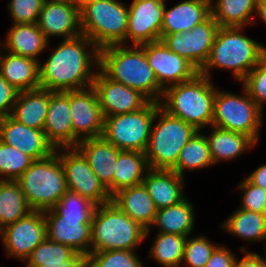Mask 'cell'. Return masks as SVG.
<instances>
[{
    "instance_id": "83f0119b",
    "label": "cell",
    "mask_w": 266,
    "mask_h": 267,
    "mask_svg": "<svg viewBox=\"0 0 266 267\" xmlns=\"http://www.w3.org/2000/svg\"><path fill=\"white\" fill-rule=\"evenodd\" d=\"M195 218L193 204L186 196L175 205L157 210L151 227L146 230L145 238H148L152 226L158 227L157 232L191 236L195 229Z\"/></svg>"
},
{
    "instance_id": "ab89813d",
    "label": "cell",
    "mask_w": 266,
    "mask_h": 267,
    "mask_svg": "<svg viewBox=\"0 0 266 267\" xmlns=\"http://www.w3.org/2000/svg\"><path fill=\"white\" fill-rule=\"evenodd\" d=\"M212 243L205 235L187 236L182 265L185 263L188 267H205L210 259L214 249L218 246Z\"/></svg>"
},
{
    "instance_id": "2e32d148",
    "label": "cell",
    "mask_w": 266,
    "mask_h": 267,
    "mask_svg": "<svg viewBox=\"0 0 266 267\" xmlns=\"http://www.w3.org/2000/svg\"><path fill=\"white\" fill-rule=\"evenodd\" d=\"M159 86L166 88L191 80L199 71L184 57L172 52L162 40L141 45Z\"/></svg>"
},
{
    "instance_id": "4fadbf2b",
    "label": "cell",
    "mask_w": 266,
    "mask_h": 267,
    "mask_svg": "<svg viewBox=\"0 0 266 267\" xmlns=\"http://www.w3.org/2000/svg\"><path fill=\"white\" fill-rule=\"evenodd\" d=\"M219 24L210 14L204 21L183 33L165 34L162 42L176 54L184 57L198 71L209 58Z\"/></svg>"
},
{
    "instance_id": "f35d334b",
    "label": "cell",
    "mask_w": 266,
    "mask_h": 267,
    "mask_svg": "<svg viewBox=\"0 0 266 267\" xmlns=\"http://www.w3.org/2000/svg\"><path fill=\"white\" fill-rule=\"evenodd\" d=\"M137 250H107L90 253L87 264L90 267H144Z\"/></svg>"
},
{
    "instance_id": "d6986e66",
    "label": "cell",
    "mask_w": 266,
    "mask_h": 267,
    "mask_svg": "<svg viewBox=\"0 0 266 267\" xmlns=\"http://www.w3.org/2000/svg\"><path fill=\"white\" fill-rule=\"evenodd\" d=\"M0 140L33 160L47 158L55 152L43 130L28 127L10 115L0 119Z\"/></svg>"
},
{
    "instance_id": "ffe728a7",
    "label": "cell",
    "mask_w": 266,
    "mask_h": 267,
    "mask_svg": "<svg viewBox=\"0 0 266 267\" xmlns=\"http://www.w3.org/2000/svg\"><path fill=\"white\" fill-rule=\"evenodd\" d=\"M48 41L51 38L70 39L81 35L80 14L75 3L45 1L37 22Z\"/></svg>"
},
{
    "instance_id": "f5cc1de1",
    "label": "cell",
    "mask_w": 266,
    "mask_h": 267,
    "mask_svg": "<svg viewBox=\"0 0 266 267\" xmlns=\"http://www.w3.org/2000/svg\"><path fill=\"white\" fill-rule=\"evenodd\" d=\"M45 1H64V2L75 3V0H45Z\"/></svg>"
},
{
    "instance_id": "30bf717a",
    "label": "cell",
    "mask_w": 266,
    "mask_h": 267,
    "mask_svg": "<svg viewBox=\"0 0 266 267\" xmlns=\"http://www.w3.org/2000/svg\"><path fill=\"white\" fill-rule=\"evenodd\" d=\"M241 86L243 93L239 95L216 89L212 125L243 133L257 144L260 140L264 113L249 96L245 87Z\"/></svg>"
},
{
    "instance_id": "c3c4849f",
    "label": "cell",
    "mask_w": 266,
    "mask_h": 267,
    "mask_svg": "<svg viewBox=\"0 0 266 267\" xmlns=\"http://www.w3.org/2000/svg\"><path fill=\"white\" fill-rule=\"evenodd\" d=\"M252 184L266 189V163L260 165L246 177Z\"/></svg>"
},
{
    "instance_id": "5b68a950",
    "label": "cell",
    "mask_w": 266,
    "mask_h": 267,
    "mask_svg": "<svg viewBox=\"0 0 266 267\" xmlns=\"http://www.w3.org/2000/svg\"><path fill=\"white\" fill-rule=\"evenodd\" d=\"M211 79L200 73L191 80L163 91L160 107L202 131L212 125L216 89Z\"/></svg>"
},
{
    "instance_id": "f6af8a7d",
    "label": "cell",
    "mask_w": 266,
    "mask_h": 267,
    "mask_svg": "<svg viewBox=\"0 0 266 267\" xmlns=\"http://www.w3.org/2000/svg\"><path fill=\"white\" fill-rule=\"evenodd\" d=\"M236 259L235 253L230 248L219 244L212 252L205 267H233Z\"/></svg>"
},
{
    "instance_id": "9a60e30c",
    "label": "cell",
    "mask_w": 266,
    "mask_h": 267,
    "mask_svg": "<svg viewBox=\"0 0 266 267\" xmlns=\"http://www.w3.org/2000/svg\"><path fill=\"white\" fill-rule=\"evenodd\" d=\"M70 111L73 126V147L84 139L103 135L104 116L95 89L70 91Z\"/></svg>"
},
{
    "instance_id": "8d00e7d4",
    "label": "cell",
    "mask_w": 266,
    "mask_h": 267,
    "mask_svg": "<svg viewBox=\"0 0 266 267\" xmlns=\"http://www.w3.org/2000/svg\"><path fill=\"white\" fill-rule=\"evenodd\" d=\"M34 160L0 140V180L16 181Z\"/></svg>"
},
{
    "instance_id": "f546056e",
    "label": "cell",
    "mask_w": 266,
    "mask_h": 267,
    "mask_svg": "<svg viewBox=\"0 0 266 267\" xmlns=\"http://www.w3.org/2000/svg\"><path fill=\"white\" fill-rule=\"evenodd\" d=\"M49 104V90L18 91L10 116L24 125L43 130Z\"/></svg>"
},
{
    "instance_id": "44dd1931",
    "label": "cell",
    "mask_w": 266,
    "mask_h": 267,
    "mask_svg": "<svg viewBox=\"0 0 266 267\" xmlns=\"http://www.w3.org/2000/svg\"><path fill=\"white\" fill-rule=\"evenodd\" d=\"M70 114V91H49V104L43 131L55 149L73 147V126Z\"/></svg>"
},
{
    "instance_id": "f907efd6",
    "label": "cell",
    "mask_w": 266,
    "mask_h": 267,
    "mask_svg": "<svg viewBox=\"0 0 266 267\" xmlns=\"http://www.w3.org/2000/svg\"><path fill=\"white\" fill-rule=\"evenodd\" d=\"M96 1H99V0H75V4L78 6V9L80 11L85 5H88Z\"/></svg>"
},
{
    "instance_id": "3957f363",
    "label": "cell",
    "mask_w": 266,
    "mask_h": 267,
    "mask_svg": "<svg viewBox=\"0 0 266 267\" xmlns=\"http://www.w3.org/2000/svg\"><path fill=\"white\" fill-rule=\"evenodd\" d=\"M99 69L112 80L140 91L150 101L160 102L164 90L142 46L117 44L99 49Z\"/></svg>"
},
{
    "instance_id": "4dcf8cb0",
    "label": "cell",
    "mask_w": 266,
    "mask_h": 267,
    "mask_svg": "<svg viewBox=\"0 0 266 267\" xmlns=\"http://www.w3.org/2000/svg\"><path fill=\"white\" fill-rule=\"evenodd\" d=\"M220 225L228 234L230 233L232 236L246 240L249 242L248 244L262 241L266 243V217L263 213L238 207Z\"/></svg>"
},
{
    "instance_id": "60d3db41",
    "label": "cell",
    "mask_w": 266,
    "mask_h": 267,
    "mask_svg": "<svg viewBox=\"0 0 266 267\" xmlns=\"http://www.w3.org/2000/svg\"><path fill=\"white\" fill-rule=\"evenodd\" d=\"M242 85L256 105L263 111L266 103V55L247 74L242 81Z\"/></svg>"
},
{
    "instance_id": "cb8c5ba5",
    "label": "cell",
    "mask_w": 266,
    "mask_h": 267,
    "mask_svg": "<svg viewBox=\"0 0 266 267\" xmlns=\"http://www.w3.org/2000/svg\"><path fill=\"white\" fill-rule=\"evenodd\" d=\"M165 3L161 37L191 30L211 14V0H182L171 8Z\"/></svg>"
},
{
    "instance_id": "d4e9b609",
    "label": "cell",
    "mask_w": 266,
    "mask_h": 267,
    "mask_svg": "<svg viewBox=\"0 0 266 267\" xmlns=\"http://www.w3.org/2000/svg\"><path fill=\"white\" fill-rule=\"evenodd\" d=\"M7 31L5 42L3 45L0 43L3 51L31 58L39 63L42 61H39L40 53L45 52L50 45L37 23L12 24Z\"/></svg>"
},
{
    "instance_id": "1f68e13d",
    "label": "cell",
    "mask_w": 266,
    "mask_h": 267,
    "mask_svg": "<svg viewBox=\"0 0 266 267\" xmlns=\"http://www.w3.org/2000/svg\"><path fill=\"white\" fill-rule=\"evenodd\" d=\"M257 0H211V14L221 27L254 25Z\"/></svg>"
},
{
    "instance_id": "277c9868",
    "label": "cell",
    "mask_w": 266,
    "mask_h": 267,
    "mask_svg": "<svg viewBox=\"0 0 266 267\" xmlns=\"http://www.w3.org/2000/svg\"><path fill=\"white\" fill-rule=\"evenodd\" d=\"M244 27H219L210 55L200 74L211 79L215 68L229 70L242 82L266 55V47L244 34Z\"/></svg>"
},
{
    "instance_id": "7bdbcfd3",
    "label": "cell",
    "mask_w": 266,
    "mask_h": 267,
    "mask_svg": "<svg viewBox=\"0 0 266 267\" xmlns=\"http://www.w3.org/2000/svg\"><path fill=\"white\" fill-rule=\"evenodd\" d=\"M236 188L239 190L240 194L242 193V204L239 208L262 213L266 189L252 184L247 178H244Z\"/></svg>"
},
{
    "instance_id": "d6a6232c",
    "label": "cell",
    "mask_w": 266,
    "mask_h": 267,
    "mask_svg": "<svg viewBox=\"0 0 266 267\" xmlns=\"http://www.w3.org/2000/svg\"><path fill=\"white\" fill-rule=\"evenodd\" d=\"M149 169L144 152L121 150L114 169L113 194L141 184Z\"/></svg>"
},
{
    "instance_id": "8992f818",
    "label": "cell",
    "mask_w": 266,
    "mask_h": 267,
    "mask_svg": "<svg viewBox=\"0 0 266 267\" xmlns=\"http://www.w3.org/2000/svg\"><path fill=\"white\" fill-rule=\"evenodd\" d=\"M146 229L122 212L112 201L96 206L91 221L90 253L107 250H135Z\"/></svg>"
},
{
    "instance_id": "484cf974",
    "label": "cell",
    "mask_w": 266,
    "mask_h": 267,
    "mask_svg": "<svg viewBox=\"0 0 266 267\" xmlns=\"http://www.w3.org/2000/svg\"><path fill=\"white\" fill-rule=\"evenodd\" d=\"M111 201L146 230L151 227L157 208L143 183L118 190Z\"/></svg>"
},
{
    "instance_id": "603a6c76",
    "label": "cell",
    "mask_w": 266,
    "mask_h": 267,
    "mask_svg": "<svg viewBox=\"0 0 266 267\" xmlns=\"http://www.w3.org/2000/svg\"><path fill=\"white\" fill-rule=\"evenodd\" d=\"M157 210L167 208L182 201L185 178L174 170L149 169L142 181Z\"/></svg>"
},
{
    "instance_id": "6da1fadb",
    "label": "cell",
    "mask_w": 266,
    "mask_h": 267,
    "mask_svg": "<svg viewBox=\"0 0 266 267\" xmlns=\"http://www.w3.org/2000/svg\"><path fill=\"white\" fill-rule=\"evenodd\" d=\"M95 68V69H94ZM99 69V48L85 35L63 39L39 63L40 88L73 91L92 86Z\"/></svg>"
},
{
    "instance_id": "e0dca14e",
    "label": "cell",
    "mask_w": 266,
    "mask_h": 267,
    "mask_svg": "<svg viewBox=\"0 0 266 267\" xmlns=\"http://www.w3.org/2000/svg\"><path fill=\"white\" fill-rule=\"evenodd\" d=\"M164 9L165 3L157 0H132L128 5L126 45L161 40Z\"/></svg>"
},
{
    "instance_id": "ac0fdd59",
    "label": "cell",
    "mask_w": 266,
    "mask_h": 267,
    "mask_svg": "<svg viewBox=\"0 0 266 267\" xmlns=\"http://www.w3.org/2000/svg\"><path fill=\"white\" fill-rule=\"evenodd\" d=\"M92 87L95 89L104 117L134 112L150 100L140 91L107 77L98 69Z\"/></svg>"
},
{
    "instance_id": "7a4b0ae2",
    "label": "cell",
    "mask_w": 266,
    "mask_h": 267,
    "mask_svg": "<svg viewBox=\"0 0 266 267\" xmlns=\"http://www.w3.org/2000/svg\"><path fill=\"white\" fill-rule=\"evenodd\" d=\"M95 208L96 205L87 198L67 190L52 209L44 211L47 238L87 257Z\"/></svg>"
},
{
    "instance_id": "816d5d0a",
    "label": "cell",
    "mask_w": 266,
    "mask_h": 267,
    "mask_svg": "<svg viewBox=\"0 0 266 267\" xmlns=\"http://www.w3.org/2000/svg\"><path fill=\"white\" fill-rule=\"evenodd\" d=\"M262 213L265 215V217H266V195H265V197H264V200H263V211H262Z\"/></svg>"
},
{
    "instance_id": "7402d4cb",
    "label": "cell",
    "mask_w": 266,
    "mask_h": 267,
    "mask_svg": "<svg viewBox=\"0 0 266 267\" xmlns=\"http://www.w3.org/2000/svg\"><path fill=\"white\" fill-rule=\"evenodd\" d=\"M76 148L85 156L99 181L112 196L114 169L121 150L103 137L84 139L78 143Z\"/></svg>"
},
{
    "instance_id": "db71d44e",
    "label": "cell",
    "mask_w": 266,
    "mask_h": 267,
    "mask_svg": "<svg viewBox=\"0 0 266 267\" xmlns=\"http://www.w3.org/2000/svg\"><path fill=\"white\" fill-rule=\"evenodd\" d=\"M157 1H159L161 3H165L166 2L165 0H157Z\"/></svg>"
},
{
    "instance_id": "74e56055",
    "label": "cell",
    "mask_w": 266,
    "mask_h": 267,
    "mask_svg": "<svg viewBox=\"0 0 266 267\" xmlns=\"http://www.w3.org/2000/svg\"><path fill=\"white\" fill-rule=\"evenodd\" d=\"M77 252L69 246L46 238L25 261V266H43V263H63L71 260Z\"/></svg>"
},
{
    "instance_id": "8fae6325",
    "label": "cell",
    "mask_w": 266,
    "mask_h": 267,
    "mask_svg": "<svg viewBox=\"0 0 266 267\" xmlns=\"http://www.w3.org/2000/svg\"><path fill=\"white\" fill-rule=\"evenodd\" d=\"M160 104L150 101L144 108L104 117L102 137L119 150L146 152L152 123Z\"/></svg>"
},
{
    "instance_id": "681fc988",
    "label": "cell",
    "mask_w": 266,
    "mask_h": 267,
    "mask_svg": "<svg viewBox=\"0 0 266 267\" xmlns=\"http://www.w3.org/2000/svg\"><path fill=\"white\" fill-rule=\"evenodd\" d=\"M260 18L266 25V0H257L256 12L254 18Z\"/></svg>"
},
{
    "instance_id": "b9f144b4",
    "label": "cell",
    "mask_w": 266,
    "mask_h": 267,
    "mask_svg": "<svg viewBox=\"0 0 266 267\" xmlns=\"http://www.w3.org/2000/svg\"><path fill=\"white\" fill-rule=\"evenodd\" d=\"M45 0H10L7 3L13 24L37 23Z\"/></svg>"
},
{
    "instance_id": "e575fe53",
    "label": "cell",
    "mask_w": 266,
    "mask_h": 267,
    "mask_svg": "<svg viewBox=\"0 0 266 267\" xmlns=\"http://www.w3.org/2000/svg\"><path fill=\"white\" fill-rule=\"evenodd\" d=\"M31 211L19 183L12 180H0V230Z\"/></svg>"
},
{
    "instance_id": "5bb4252c",
    "label": "cell",
    "mask_w": 266,
    "mask_h": 267,
    "mask_svg": "<svg viewBox=\"0 0 266 267\" xmlns=\"http://www.w3.org/2000/svg\"><path fill=\"white\" fill-rule=\"evenodd\" d=\"M0 238L8 257L25 262L32 251L47 238L44 212L32 210L0 230Z\"/></svg>"
},
{
    "instance_id": "ee69618b",
    "label": "cell",
    "mask_w": 266,
    "mask_h": 267,
    "mask_svg": "<svg viewBox=\"0 0 266 267\" xmlns=\"http://www.w3.org/2000/svg\"><path fill=\"white\" fill-rule=\"evenodd\" d=\"M18 90L0 75V119L11 114Z\"/></svg>"
},
{
    "instance_id": "7c38bea8",
    "label": "cell",
    "mask_w": 266,
    "mask_h": 267,
    "mask_svg": "<svg viewBox=\"0 0 266 267\" xmlns=\"http://www.w3.org/2000/svg\"><path fill=\"white\" fill-rule=\"evenodd\" d=\"M55 151L60 158L69 191L87 198L96 206L111 202V195L76 147H60Z\"/></svg>"
},
{
    "instance_id": "f1b7e54d",
    "label": "cell",
    "mask_w": 266,
    "mask_h": 267,
    "mask_svg": "<svg viewBox=\"0 0 266 267\" xmlns=\"http://www.w3.org/2000/svg\"><path fill=\"white\" fill-rule=\"evenodd\" d=\"M209 130H211L210 133L204 134L208 140L214 165L221 161H234L244 152L256 146V143L243 133L225 130L213 125L207 128V131Z\"/></svg>"
},
{
    "instance_id": "9c48e42d",
    "label": "cell",
    "mask_w": 266,
    "mask_h": 267,
    "mask_svg": "<svg viewBox=\"0 0 266 267\" xmlns=\"http://www.w3.org/2000/svg\"><path fill=\"white\" fill-rule=\"evenodd\" d=\"M81 34L99 49L126 45L128 5L121 0H99L85 5L80 11Z\"/></svg>"
},
{
    "instance_id": "4316f807",
    "label": "cell",
    "mask_w": 266,
    "mask_h": 267,
    "mask_svg": "<svg viewBox=\"0 0 266 267\" xmlns=\"http://www.w3.org/2000/svg\"><path fill=\"white\" fill-rule=\"evenodd\" d=\"M0 49V75L10 85L18 91L40 88L37 60Z\"/></svg>"
},
{
    "instance_id": "ba28073f",
    "label": "cell",
    "mask_w": 266,
    "mask_h": 267,
    "mask_svg": "<svg viewBox=\"0 0 266 267\" xmlns=\"http://www.w3.org/2000/svg\"><path fill=\"white\" fill-rule=\"evenodd\" d=\"M197 131L192 125L159 107L145 152L149 168L171 170L177 164L180 150Z\"/></svg>"
},
{
    "instance_id": "d590c367",
    "label": "cell",
    "mask_w": 266,
    "mask_h": 267,
    "mask_svg": "<svg viewBox=\"0 0 266 267\" xmlns=\"http://www.w3.org/2000/svg\"><path fill=\"white\" fill-rule=\"evenodd\" d=\"M155 235L148 257L162 267H181L187 237L162 232Z\"/></svg>"
},
{
    "instance_id": "836d02e7",
    "label": "cell",
    "mask_w": 266,
    "mask_h": 267,
    "mask_svg": "<svg viewBox=\"0 0 266 267\" xmlns=\"http://www.w3.org/2000/svg\"><path fill=\"white\" fill-rule=\"evenodd\" d=\"M214 166L208 140L202 131H197L180 150L177 164L171 169L185 178V171L202 170Z\"/></svg>"
},
{
    "instance_id": "bcb514c9",
    "label": "cell",
    "mask_w": 266,
    "mask_h": 267,
    "mask_svg": "<svg viewBox=\"0 0 266 267\" xmlns=\"http://www.w3.org/2000/svg\"><path fill=\"white\" fill-rule=\"evenodd\" d=\"M240 252L244 256L241 259L236 257L233 267H266V254L262 257L256 252L248 251L246 246L240 247Z\"/></svg>"
},
{
    "instance_id": "52a82bcc",
    "label": "cell",
    "mask_w": 266,
    "mask_h": 267,
    "mask_svg": "<svg viewBox=\"0 0 266 267\" xmlns=\"http://www.w3.org/2000/svg\"><path fill=\"white\" fill-rule=\"evenodd\" d=\"M32 210L52 209L68 190L65 174L58 153L34 160L16 180Z\"/></svg>"
},
{
    "instance_id": "7dc6e473",
    "label": "cell",
    "mask_w": 266,
    "mask_h": 267,
    "mask_svg": "<svg viewBox=\"0 0 266 267\" xmlns=\"http://www.w3.org/2000/svg\"><path fill=\"white\" fill-rule=\"evenodd\" d=\"M87 264V257L83 253H77L71 260H65L63 263H43V266H25V267H84Z\"/></svg>"
}]
</instances>
